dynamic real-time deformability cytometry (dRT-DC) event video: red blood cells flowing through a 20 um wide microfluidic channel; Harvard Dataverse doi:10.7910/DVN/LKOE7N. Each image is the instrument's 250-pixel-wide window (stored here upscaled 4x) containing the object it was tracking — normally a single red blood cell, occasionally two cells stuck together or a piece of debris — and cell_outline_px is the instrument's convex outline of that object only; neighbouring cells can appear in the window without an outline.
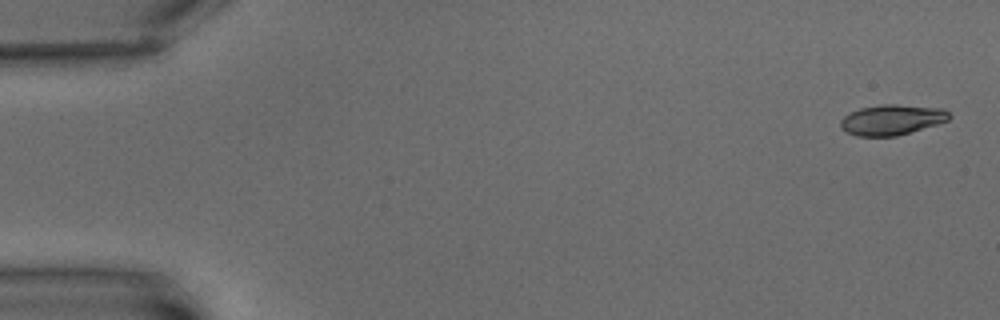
{"species": "common noctule bat (a hibernating species)", "species_latin": "Nyctalus noctula", "temperature_condition": "warm", "stored_images_in_passage": 7, "camera_frame_rate_fps": 3000, "um_per_image_px": 0.085, "animal": {"sex": "male", "body_mass_g": 15.6}, "frame": {"image": 1, "passage_image": 1, "time_ms": 0.0, "image_size_px": [1000, 320], "cell_outline_px": [[952, 116], [948, 120], [936, 124], [896, 136], [856, 136], [840, 128], [840, 120], [848, 112], [860, 108], [880, 104], [896, 104], [944, 108]], "centroid_in_image_um": [75.78, 10.16], "position_along_channel_um": 9.2, "area_um2": 19.31}}